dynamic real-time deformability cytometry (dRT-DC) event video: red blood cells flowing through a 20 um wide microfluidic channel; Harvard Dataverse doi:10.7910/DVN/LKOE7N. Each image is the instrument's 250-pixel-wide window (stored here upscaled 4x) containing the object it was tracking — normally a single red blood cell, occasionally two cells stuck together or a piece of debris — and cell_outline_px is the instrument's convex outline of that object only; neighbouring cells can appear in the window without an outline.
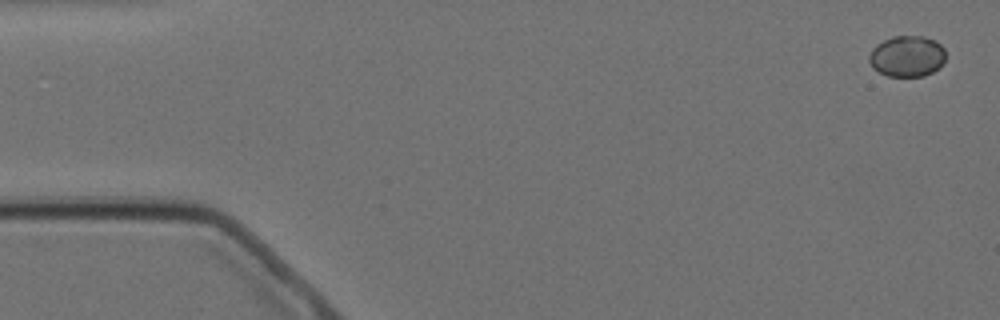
{"species": "Egyptian fruit bat (a non-hibernating species)", "species_latin": "Rousettus aegyptiacus", "temperature_condition": "cold", "stored_images_in_passage": 5, "segment_of_instrument_passage": [1, 2], "camera_frame_rate_fps": 3000, "um_per_image_px": 0.085, "animal": {"sex": "female"}, "frame": {"image": 1, "passage_image": 1, "time_ms": 0.0, "image_size_px": [1000, 320], "cell_outline_px": [[944, 60], [940, 68], [924, 76], [888, 76], [872, 68], [868, 60], [868, 56], [872, 48], [876, 44], [892, 36], [924, 36], [936, 40], [944, 48]], "centroid_in_image_um": [77.09, 4.77], "position_along_channel_um": 7.9, "area_um2": 18.5}}
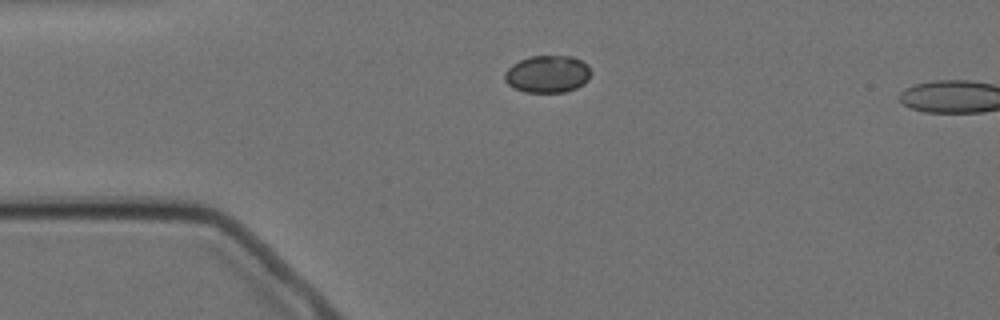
{"frame": {"image": 2, "passage_image": 4, "time_ms": 3.667, "image_size_px": [1000, 320], "cell_outline_px": [[592, 72], [588, 80], [584, 84], [576, 88], [564, 92], [524, 92], [508, 84], [504, 80], [504, 72], [512, 64], [520, 60], [532, 56], [572, 56], [588, 64]], "centroid_in_image_um": [46.56, 6.29], "position_along_channel_um": 38.4, "area_um2": 18.84}}